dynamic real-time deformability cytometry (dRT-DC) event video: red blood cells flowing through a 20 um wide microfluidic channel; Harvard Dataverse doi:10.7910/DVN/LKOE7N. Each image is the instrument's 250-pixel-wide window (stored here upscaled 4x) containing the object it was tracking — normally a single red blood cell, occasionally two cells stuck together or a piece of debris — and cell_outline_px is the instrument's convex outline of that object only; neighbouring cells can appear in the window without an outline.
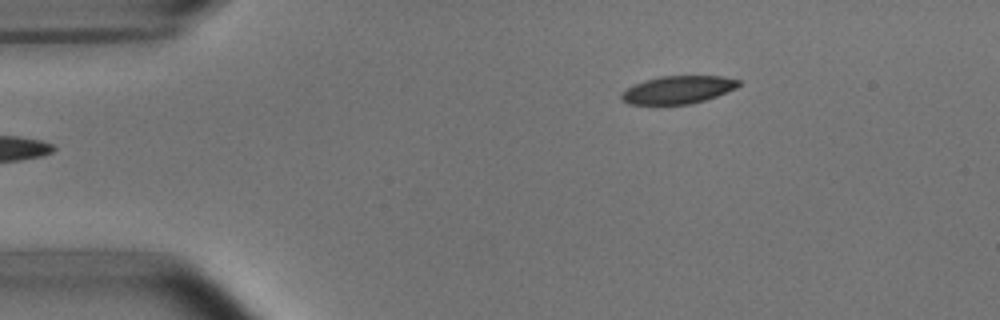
{"species": "common noctule bat (a hibernating species)", "species_latin": "Nyctalus noctula", "temperature_condition": "room temperature", "stored_images_in_passage": 5, "camera_frame_rate_fps": 3000, "um_per_image_px": 0.085, "animal": {"sex": "male", "body_mass_g": 15.6}, "frame": {"image": 1, "passage_image": 5, "time_ms": 4.667, "image_size_px": [1000, 320], "cell_outline_px": [[740, 84], [736, 88], [716, 96], [704, 100], [688, 104], [628, 104], [620, 100], [620, 92], [644, 80], [660, 76], [720, 76], [740, 80]], "centroid_in_image_um": [57.59, 7.63], "position_along_channel_um": 27.4, "area_um2": 18.9}}